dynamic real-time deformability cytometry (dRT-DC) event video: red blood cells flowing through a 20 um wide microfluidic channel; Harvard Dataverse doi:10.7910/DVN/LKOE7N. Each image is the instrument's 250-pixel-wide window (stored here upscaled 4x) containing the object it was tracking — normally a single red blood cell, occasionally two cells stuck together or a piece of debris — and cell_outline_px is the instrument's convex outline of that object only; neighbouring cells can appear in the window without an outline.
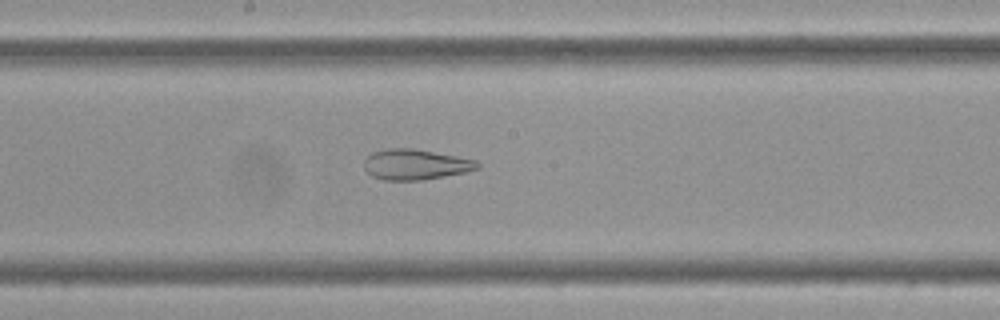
{"species": "Egyptian fruit bat (a non-hibernating species)", "species_latin": "Rousettus aegyptiacus", "temperature_condition": "cold", "stored_images_in_passage": 57, "camera_frame_rate_fps": 3000, "um_per_image_px": 0.085, "frame": {"image": 1, "passage_image": 30, "time_ms": 9.667, "image_size_px": [1000, 320], "cell_outline_px": [[480, 168], [464, 172], [444, 176], [420, 180], [384, 180], [372, 176], [364, 168], [364, 160], [372, 152], [388, 148], [412, 148], [456, 156], [476, 160], [480, 164]], "centroid_in_image_um": [35.3, 13.98], "position_along_channel_um": 212.9, "area_um2": 20.0}}
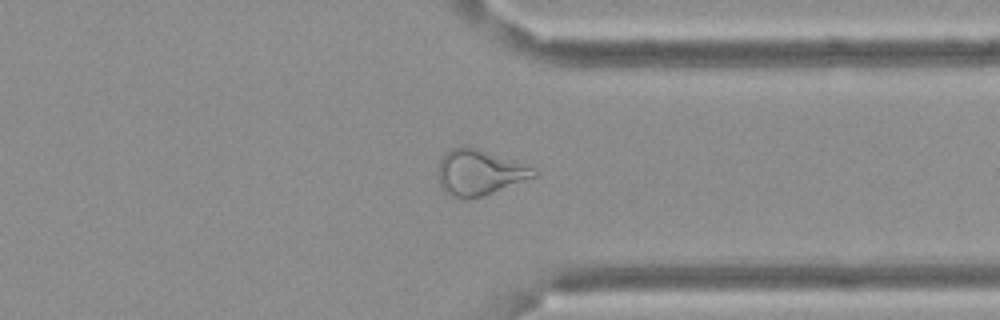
{"frame": {"image": 2, "passage_image": 44, "time_ms": 14.333, "image_size_px": [1000, 320], "cell_outline_px": [[536, 176], [472, 200], [464, 200], [448, 196], [444, 192], [440, 184], [440, 160], [452, 148], [464, 144], [536, 168]], "centroid_in_image_um": [40.73, 14.69], "position_along_channel_um": 370.7, "area_um2": 25.26}}
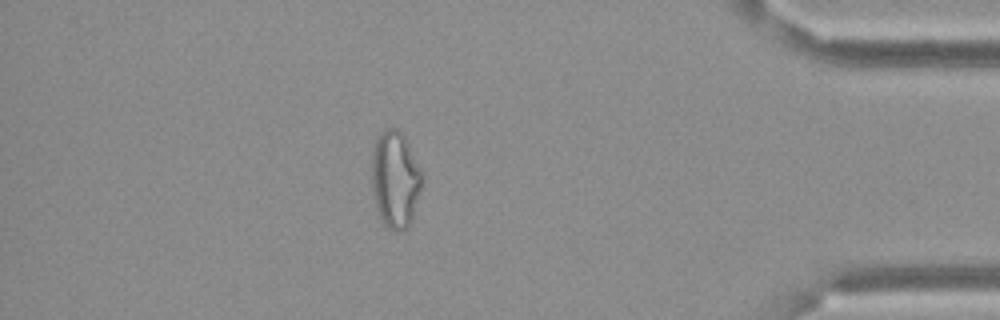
{"frame": {"image": 3, "passage_image": 50, "time_ms": 16.333, "image_size_px": [1000, 320], "cell_outline_px": [[424, 176], [412, 220], [408, 228], [400, 232], [396, 232], [388, 228], [380, 220], [372, 184], [372, 148], [376, 136], [384, 128], [396, 128], [404, 132]], "centroid_in_image_um": [33.61, 15.21], "position_along_channel_um": 401.6, "area_um2": 28.96}, "authors_computed_cell_mechanics": {"area_um2": 28.3798, "velocity_mm_per_s": 3.403, "shape_relaxation_time_tau1_ms": null, "shape_relaxation_time_tau2_ms": 2.9332, "deformation_change_tau1": null, "deformation_change_tau2": 0.1266}}